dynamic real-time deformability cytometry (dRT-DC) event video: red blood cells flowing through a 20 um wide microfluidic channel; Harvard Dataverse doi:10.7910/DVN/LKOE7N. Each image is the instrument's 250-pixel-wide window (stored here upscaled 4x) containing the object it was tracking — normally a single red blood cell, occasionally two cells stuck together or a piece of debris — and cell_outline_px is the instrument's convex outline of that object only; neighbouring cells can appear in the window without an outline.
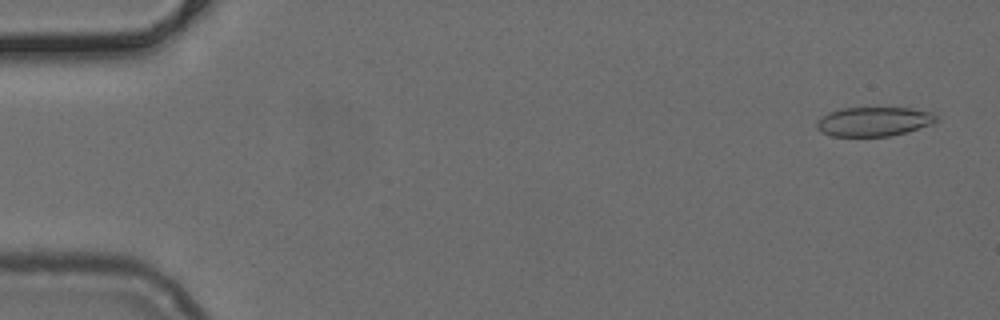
{"species": "common noctule bat (a hibernating species)", "species_latin": "Nyctalus noctula", "temperature_condition": "cold", "stored_images_in_passage": 51, "camera_frame_rate_fps": 3000, "um_per_image_px": 0.085, "animal": {"sex": "female", "body_mass_g": 24.6, "forearm_length_mm": 56.2}, "frame": {"image": 1, "passage_image": 2, "time_ms": 0.333, "image_size_px": [1000, 320], "cell_outline_px": [[936, 120], [932, 124], [892, 136], [832, 136], [820, 132], [816, 128], [816, 124], [820, 116], [828, 112], [840, 108], [912, 108], [932, 112], [936, 116]], "centroid_in_image_um": [74.22, 10.33], "position_along_channel_um": 10.8, "area_um2": 20.46}}
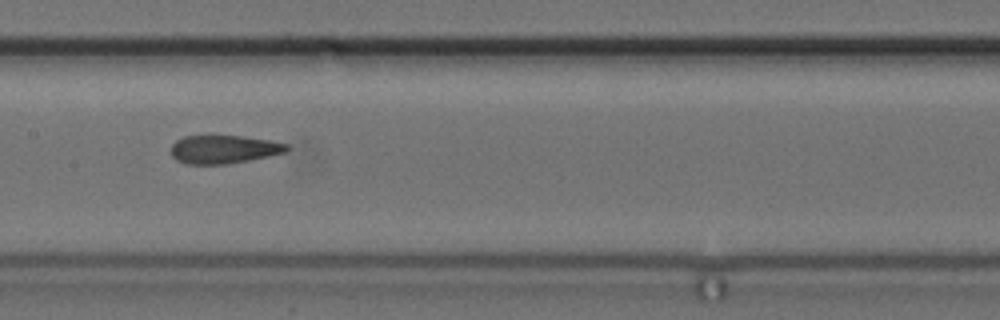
{"frame": {"image": 2, "passage_image": 25, "time_ms": 8.0, "image_size_px": [1000, 320], "cell_outline_px": [[288, 148], [284, 152], [268, 156], [228, 164], [184, 164], [176, 160], [172, 156], [172, 144], [176, 140], [184, 136], [240, 136], [272, 140], [288, 144]], "centroid_in_image_um": [19.0, 12.69], "position_along_channel_um": 188.4, "area_um2": 19.02}}
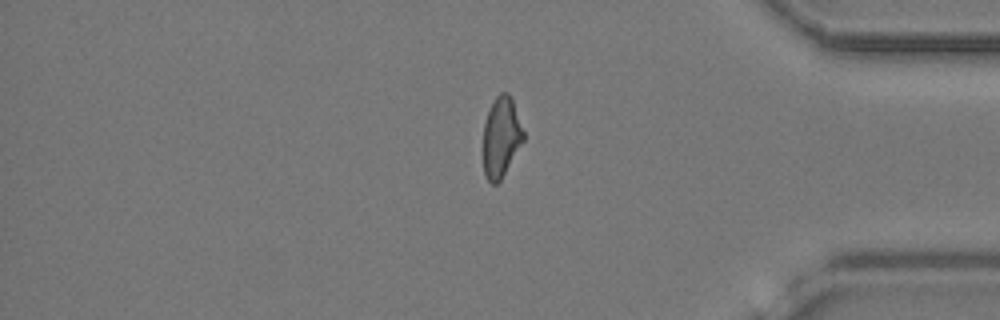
{"frame": {"image": 3, "passage_image": 42, "time_ms": 13.667, "image_size_px": [1000, 320], "cell_outline_px": [[524, 140], [500, 180], [496, 184], [492, 184], [484, 176], [484, 124], [488, 112], [496, 96], [500, 92], [508, 92], [512, 100], [524, 132]], "centroid_in_image_um": [42.6, 11.66], "position_along_channel_um": 392.6, "area_um2": 18.44}}